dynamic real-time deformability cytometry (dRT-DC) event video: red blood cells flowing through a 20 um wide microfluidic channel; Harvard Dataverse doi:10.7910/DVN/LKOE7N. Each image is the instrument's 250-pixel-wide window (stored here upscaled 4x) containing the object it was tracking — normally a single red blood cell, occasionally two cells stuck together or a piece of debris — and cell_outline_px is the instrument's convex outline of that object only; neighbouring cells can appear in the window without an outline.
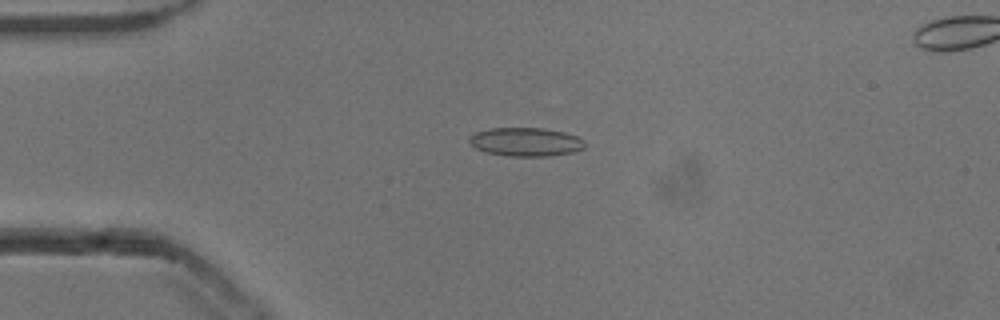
{"species": "common noctule bat (a hibernating species)", "species_latin": "Nyctalus noctula", "temperature_condition": "cold", "stored_images_in_passage": 41, "camera_frame_rate_fps": 3000, "um_per_image_px": 0.085, "animal": {"sex": "male", "body_mass_g": 13.3}, "frame": {"image": 1, "passage_image": 1, "time_ms": 0.0, "image_size_px": [1000, 320], "cell_outline_px": [[584, 148], [572, 152], [548, 156], [508, 156], [484, 152], [476, 148], [468, 140], [476, 132], [492, 128], [544, 128], [564, 132], [576, 136], [584, 140]], "centroid_in_image_um": [44.7, 12.06], "position_along_channel_um": 40.3, "area_um2": 19.13}}
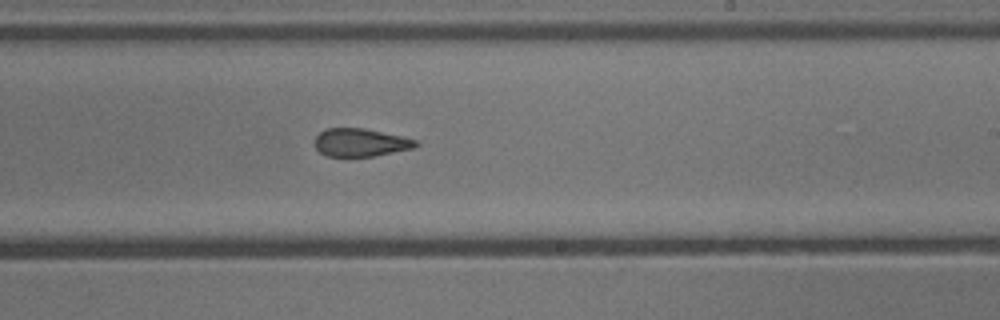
{"frame": {"image": 2, "passage_image": 20, "time_ms": 6.333, "image_size_px": [1000, 320], "cell_outline_px": [[420, 144], [416, 148], [372, 156], [328, 156], [320, 152], [316, 148], [316, 136], [324, 128], [364, 128], [404, 136], [416, 140]], "centroid_in_image_um": [30.69, 12.1], "position_along_channel_um": 258.3, "area_um2": 16.53}}
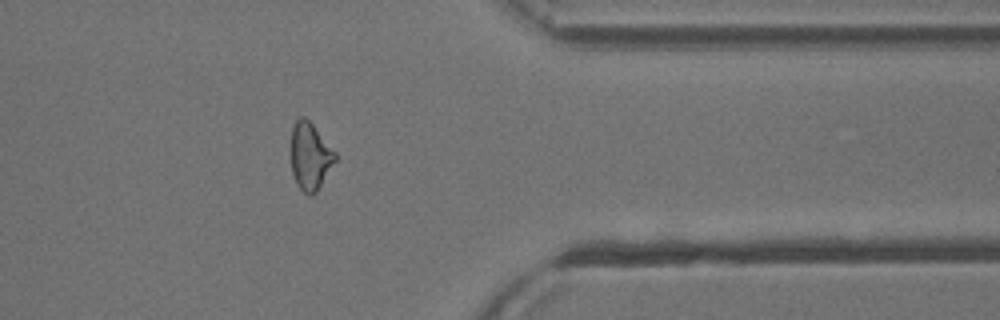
{"frame": {"image": 3, "passage_image": 31, "time_ms": 10.0, "image_size_px": [1000, 320], "cell_outline_px": [[336, 160], [316, 192], [312, 196], [308, 196], [296, 184], [292, 172], [292, 128], [296, 120], [300, 116], [304, 116], [312, 124], [336, 152]], "centroid_in_image_um": [26.36, 13.29], "position_along_channel_um": 385.0, "area_um2": 17.11}, "authors_computed_cell_mechanics": {"area_um2": 17.8024, "velocity_mm_per_s": 3.8639, "shape_relaxation_time_tau1_ms": null, "shape_relaxation_time_tau2_ms": 1.6364, "deformation_change_tau1": null, "deformation_change_tau2": 0.0968}}